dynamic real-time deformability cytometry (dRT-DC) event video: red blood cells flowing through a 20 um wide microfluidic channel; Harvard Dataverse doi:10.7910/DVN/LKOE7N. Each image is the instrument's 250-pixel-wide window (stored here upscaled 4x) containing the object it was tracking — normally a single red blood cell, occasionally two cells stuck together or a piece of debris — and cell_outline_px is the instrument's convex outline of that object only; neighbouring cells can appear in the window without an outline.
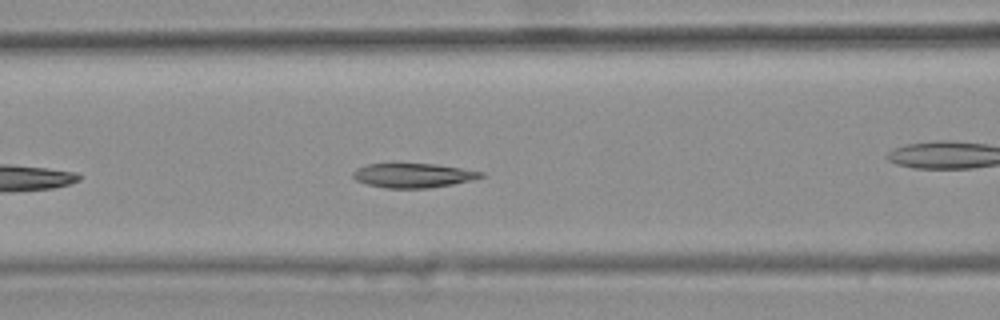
{"species": "common noctule bat (a hibernating species)", "species_latin": "Nyctalus noctula", "temperature_condition": "warm", "stored_images_in_passage": 28, "camera_frame_rate_fps": 3000, "um_per_image_px": 0.085, "animal": {"sex": "female", "body_mass_g": 25.1}, "frame": {"image": 1, "passage_image": 9, "time_ms": 2.667, "image_size_px": [1000, 320], "cell_outline_px": [[484, 176], [452, 184], [428, 188], [384, 188], [368, 184], [356, 180], [352, 176], [352, 172], [356, 168], [368, 164], [436, 164], [484, 172]], "centroid_in_image_um": [35.07, 14.91], "position_along_channel_um": 131.5, "area_um2": 17.92}, "authors_computed_cell_mechanics": {"area_um2": 18.496, "velocity_mm_per_s": 3.7162, "shape_relaxation_time_tau1_ms": null, "shape_relaxation_time_tau2_ms": 1.7264, "deformation_change_tau1": null, "deformation_change_tau2": 0.0658}}